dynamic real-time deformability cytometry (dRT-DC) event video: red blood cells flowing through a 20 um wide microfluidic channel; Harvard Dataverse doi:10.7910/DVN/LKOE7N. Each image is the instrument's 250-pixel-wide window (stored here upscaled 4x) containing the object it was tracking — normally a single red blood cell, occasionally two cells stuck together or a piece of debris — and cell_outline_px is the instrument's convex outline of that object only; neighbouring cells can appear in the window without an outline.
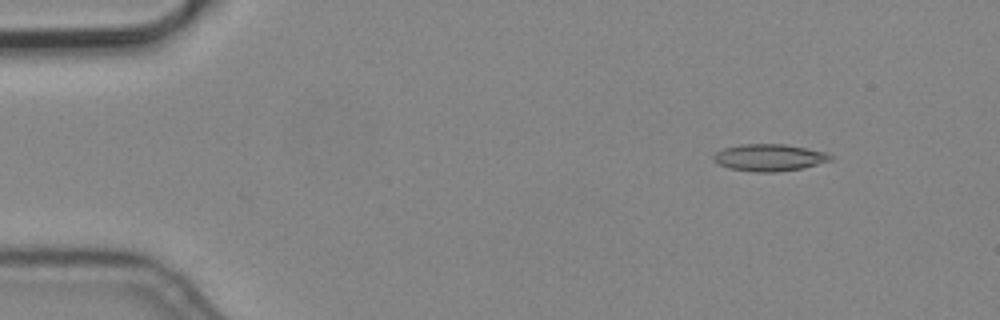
{"species": "common noctule bat (a hibernating species)", "species_latin": "Nyctalus noctula", "temperature_condition": "cold", "stored_images_in_passage": 5, "camera_frame_rate_fps": 3000, "um_per_image_px": 0.085, "animal": {"sex": "male", "body_mass_g": 19.2, "forearm_length_mm": 51.8}, "frame": {"image": 1, "passage_image": 1, "time_ms": 0.0, "image_size_px": [1000, 320], "cell_outline_px": [[832, 160], [804, 168], [776, 172], [756, 172], [728, 168], [712, 160], [712, 156], [716, 152], [724, 148], [744, 144], [784, 144], [828, 152], [832, 156]], "centroid_in_image_um": [65.41, 13.39], "position_along_channel_um": 19.6, "area_um2": 18.44}}
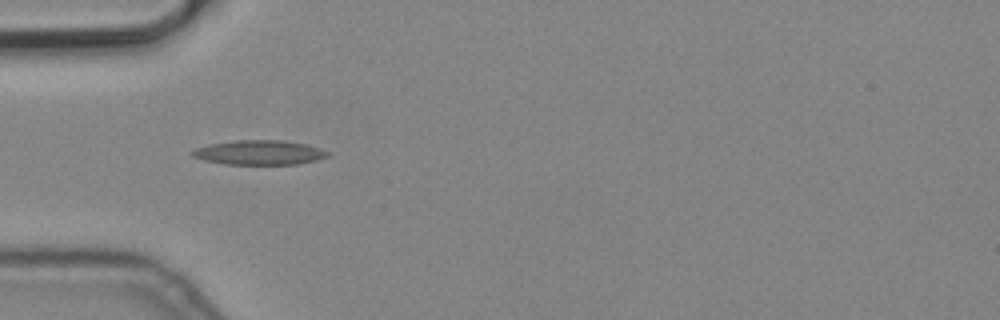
{"frame": {"image": 2, "passage_image": 4, "time_ms": 1.0, "image_size_px": [1000, 320], "cell_outline_px": [[328, 156], [316, 160], [300, 164], [224, 164], [204, 160], [192, 156], [192, 152], [196, 148], [208, 144], [236, 140], [284, 140], [304, 144], [320, 148], [328, 152]], "centroid_in_image_um": [22.03, 12.96], "position_along_channel_um": 63.0, "area_um2": 19.25}}
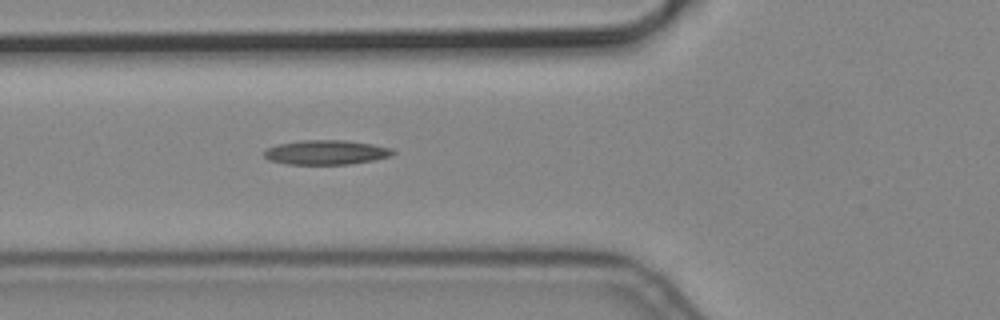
{"frame": {"image": 3, "passage_image": 5, "time_ms": 1.333, "image_size_px": [1000, 320], "cell_outline_px": [[396, 152], [392, 156], [372, 160], [348, 164], [288, 164], [268, 160], [264, 156], [264, 152], [268, 148], [276, 144], [300, 140], [344, 140], [372, 144], [392, 148]], "centroid_in_image_um": [27.72, 12.94], "position_along_channel_um": 98.1, "area_um2": 18.38}}